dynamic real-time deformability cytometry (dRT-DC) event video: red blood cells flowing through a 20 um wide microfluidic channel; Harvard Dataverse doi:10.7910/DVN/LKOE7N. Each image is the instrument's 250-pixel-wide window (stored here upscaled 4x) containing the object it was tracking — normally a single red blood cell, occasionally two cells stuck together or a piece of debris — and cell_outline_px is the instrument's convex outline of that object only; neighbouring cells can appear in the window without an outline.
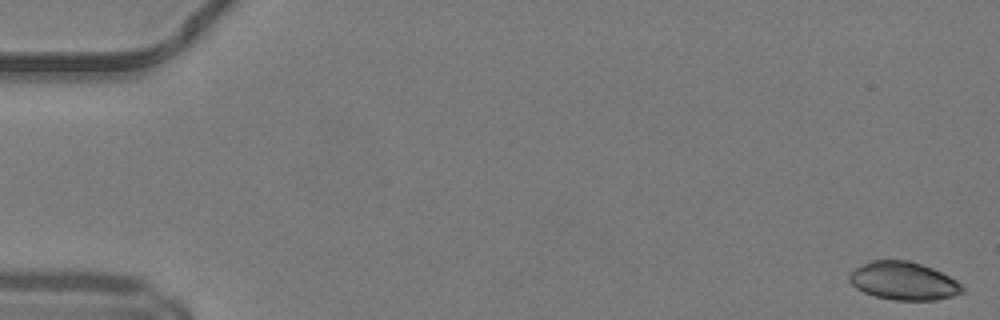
{"species": "common noctule bat (a hibernating species)", "species_latin": "Nyctalus noctula", "temperature_condition": "warm", "stored_images_in_passage": 50, "camera_frame_rate_fps": 3000, "um_per_image_px": 0.085, "animal": {"sex": "male", "body_mass_g": 19.2, "forearm_length_mm": 51.8}, "frame": {"image": 1, "passage_image": 1, "time_ms": 0.0, "image_size_px": [1000, 320], "cell_outline_px": [[964, 292], [952, 296], [936, 300], [896, 300], [876, 296], [864, 292], [856, 288], [848, 280], [848, 276], [856, 268], [872, 260], [908, 260], [932, 268], [956, 280], [964, 288]], "centroid_in_image_um": [76.81, 23.88], "position_along_channel_um": 8.2, "area_um2": 24.8}}
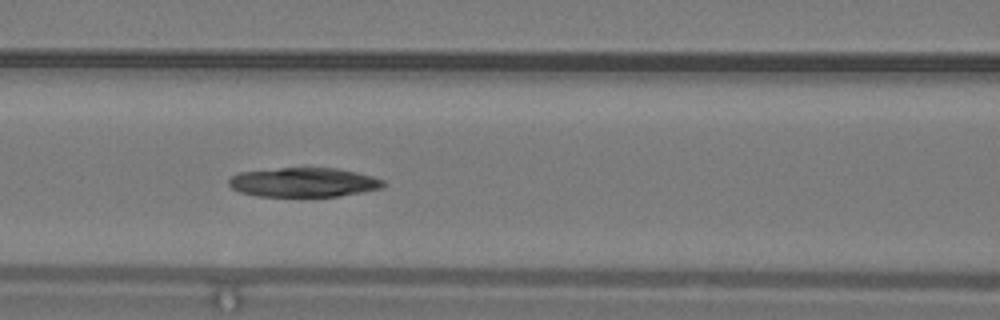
{"frame": {"image": 2, "passage_image": 22, "time_ms": 7.0, "image_size_px": [1000, 320], "cell_outline_px": [[388, 184], [384, 188], [336, 196], [260, 196], [240, 192], [232, 188], [228, 184], [228, 180], [232, 176], [240, 172], [280, 168], [336, 168], [356, 172], [372, 176], [384, 180]], "centroid_in_image_um": [25.84, 15.49], "position_along_channel_um": 140.8, "area_um2": 26.3}}
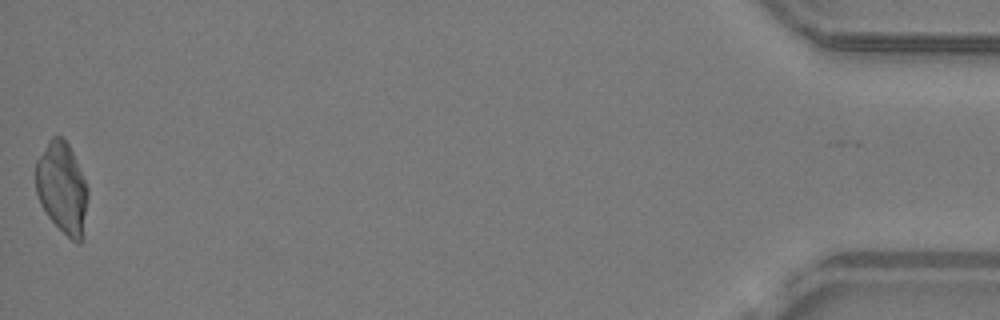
{"frame": {"image": 3, "passage_image": 50, "time_ms": 16.333, "image_size_px": [1000, 320], "cell_outline_px": [[88, 196], [84, 240], [80, 244], [76, 244], [48, 216], [40, 204], [36, 192], [36, 160], [48, 140], [52, 136], [60, 136], [68, 144], [72, 152], [88, 188]], "centroid_in_image_um": [5.3, 16.01], "position_along_channel_um": 429.9, "area_um2": 27.86}, "authors_computed_cell_mechanics": {"area_um2": 27.3972, "velocity_mm_per_s": 4.1354, "shape_relaxation_time_tau1_ms": null, "shape_relaxation_time_tau2_ms": 2.5091, "deformation_change_tau1": null, "deformation_change_tau2": 0.0484}}